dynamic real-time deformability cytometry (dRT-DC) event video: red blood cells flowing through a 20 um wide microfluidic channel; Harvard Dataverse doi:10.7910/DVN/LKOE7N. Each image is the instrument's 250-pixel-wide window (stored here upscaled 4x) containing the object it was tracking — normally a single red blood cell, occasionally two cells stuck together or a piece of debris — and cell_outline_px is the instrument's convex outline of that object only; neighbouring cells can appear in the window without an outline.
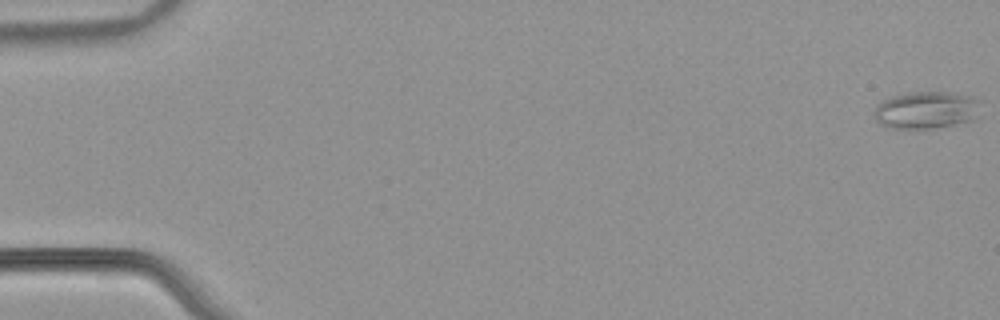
{"species": "common noctule bat (a hibernating species)", "species_latin": "Nyctalus noctula", "temperature_condition": "warm", "stored_images_in_passage": 54, "camera_frame_rate_fps": 3000, "um_per_image_px": 0.085, "animal": {"sex": "male", "body_mass_g": 21.5, "forearm_length_mm": 52.0}, "frame": {"image": 1, "passage_image": 1, "time_ms": 0.0, "image_size_px": [1000, 320], "cell_outline_px": [[980, 100], [972, 120], [932, 128], [888, 128], [880, 124], [876, 120], [872, 112], [876, 104], [892, 96], [912, 92], [956, 92], [972, 96]], "centroid_in_image_um": [78.66, 9.34], "position_along_channel_um": 6.3, "area_um2": 23.0}}
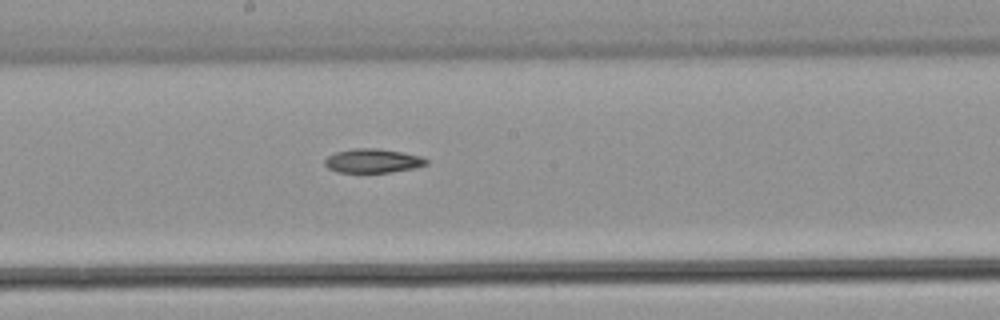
{"frame": {"image": 2, "passage_image": 30, "time_ms": 9.667, "image_size_px": [1000, 320], "cell_outline_px": [[428, 164], [416, 168], [388, 172], [336, 172], [328, 168], [324, 164], [324, 160], [328, 156], [336, 152], [352, 148], [376, 148], [404, 152], [420, 156], [428, 160]], "centroid_in_image_um": [31.69, 13.66], "position_along_channel_um": 216.5, "area_um2": 14.28}}
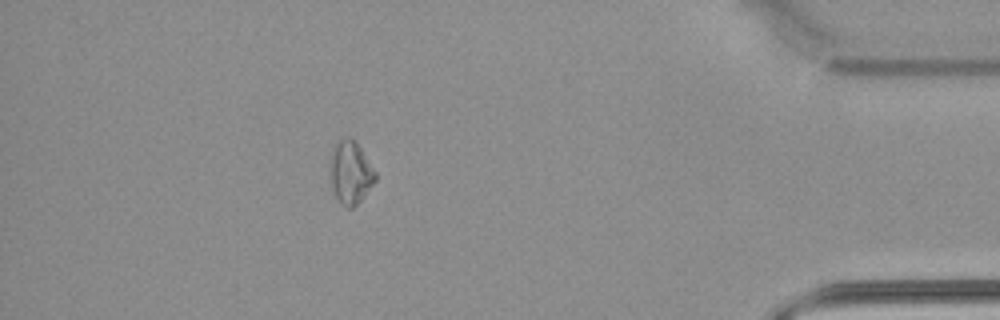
{"frame": {"image": 3, "passage_image": 48, "time_ms": 15.667, "image_size_px": [1000, 320], "cell_outline_px": [[376, 180], [360, 200], [352, 208], [348, 208], [340, 204], [332, 188], [328, 176], [328, 172], [332, 148], [340, 140], [348, 136], [356, 140], [376, 172]], "centroid_in_image_um": [29.76, 14.64], "position_along_channel_um": 405.4, "area_um2": 16.82}}